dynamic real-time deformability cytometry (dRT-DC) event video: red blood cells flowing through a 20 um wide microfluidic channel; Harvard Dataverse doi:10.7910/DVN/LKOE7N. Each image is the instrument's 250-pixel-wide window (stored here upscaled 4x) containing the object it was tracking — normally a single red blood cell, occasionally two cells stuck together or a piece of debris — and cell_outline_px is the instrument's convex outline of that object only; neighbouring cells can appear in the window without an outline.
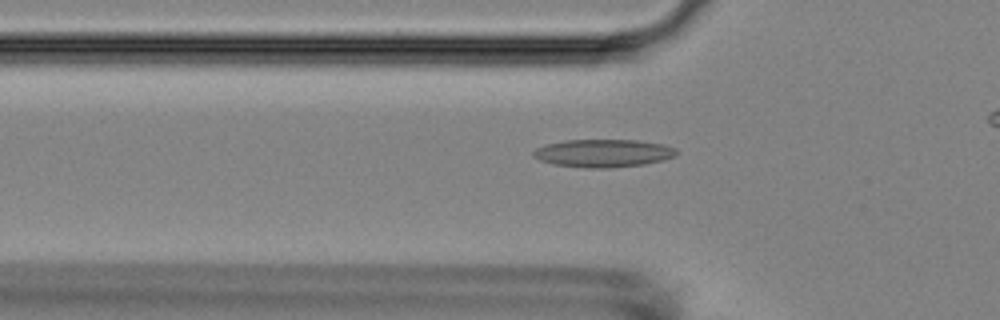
{"species": "Egyptian fruit bat (a non-hibernating species)", "species_latin": "Rousettus aegyptiacus", "temperature_condition": "room temperature", "stored_images_in_passage": 45, "camera_frame_rate_fps": 3000, "um_per_image_px": 0.085, "animal": {"sex": "female"}, "frame": {"image": 1, "passage_image": 18, "time_ms": 5.667, "image_size_px": [1000, 320], "cell_outline_px": [[680, 152], [676, 156], [664, 160], [644, 164], [608, 168], [584, 168], [552, 164], [540, 160], [532, 156], [532, 152], [536, 148], [544, 144], [564, 140], [636, 140], [664, 144], [676, 148]], "centroid_in_image_um": [51.28, 13.02], "position_along_channel_um": 74.5, "area_um2": 23.58}}
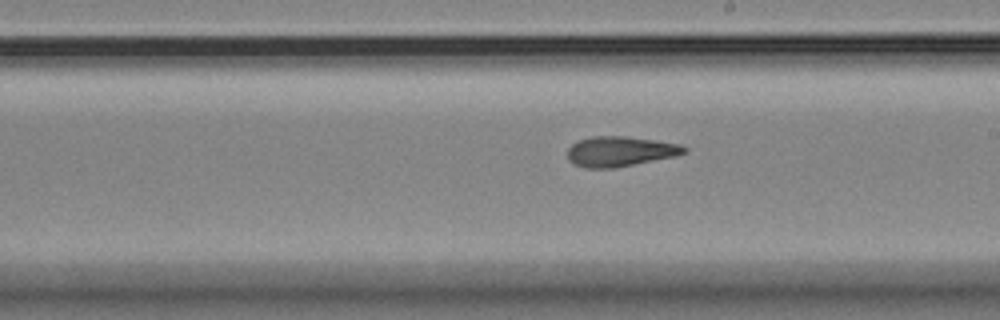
{"frame": {"image": 2, "passage_image": 31, "time_ms": 10.0, "image_size_px": [1000, 320], "cell_outline_px": [[688, 148], [684, 152], [676, 156], [612, 168], [584, 168], [572, 164], [568, 160], [568, 148], [572, 144], [580, 140], [592, 136], [628, 136], [656, 140], [680, 144]], "centroid_in_image_um": [52.68, 12.87], "position_along_channel_um": 236.3, "area_um2": 20.46}}
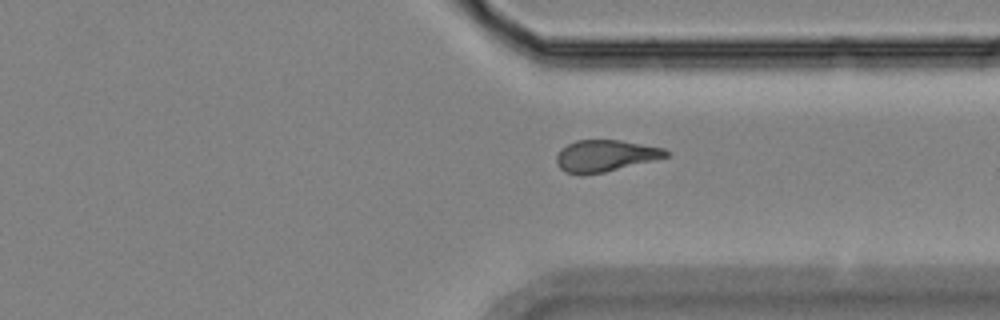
{"frame": {"image": 3, "passage_image": 41, "time_ms": 13.333, "image_size_px": [1000, 320], "cell_outline_px": [[668, 156], [604, 172], [564, 172], [556, 164], [556, 156], [568, 144], [576, 140], [620, 140], [664, 148], [668, 152]], "centroid_in_image_um": [51.45, 13.21], "position_along_channel_um": 359.9, "area_um2": 19.42}}